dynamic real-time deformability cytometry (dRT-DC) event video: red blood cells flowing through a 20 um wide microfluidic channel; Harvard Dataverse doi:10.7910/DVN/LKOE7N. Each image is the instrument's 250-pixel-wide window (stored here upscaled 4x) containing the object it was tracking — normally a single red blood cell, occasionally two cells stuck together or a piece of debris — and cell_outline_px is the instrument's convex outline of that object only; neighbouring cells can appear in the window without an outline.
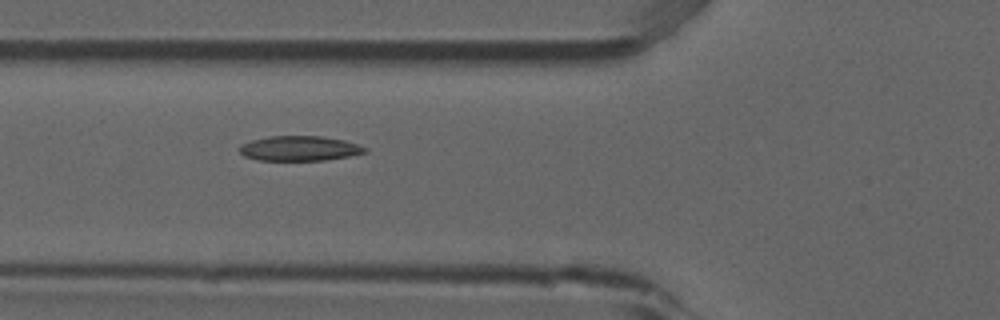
{"species": "common noctule bat (a hibernating species)", "species_latin": "Nyctalus noctula", "temperature_condition": "room temperature", "stored_images_in_passage": 5, "camera_frame_rate_fps": 3000, "um_per_image_px": 0.085, "animal": {"sex": "male", "forearm_length_mm": 52.5}, "frame": {"image": 1, "passage_image": 5, "time_ms": 1.333, "image_size_px": [1000, 320], "cell_outline_px": [[368, 152], [348, 156], [324, 160], [260, 160], [244, 156], [240, 152], [240, 144], [252, 140], [268, 136], [320, 136], [344, 140], [368, 148]], "centroid_in_image_um": [25.46, 12.61], "position_along_channel_um": 100.3, "area_um2": 18.09}}